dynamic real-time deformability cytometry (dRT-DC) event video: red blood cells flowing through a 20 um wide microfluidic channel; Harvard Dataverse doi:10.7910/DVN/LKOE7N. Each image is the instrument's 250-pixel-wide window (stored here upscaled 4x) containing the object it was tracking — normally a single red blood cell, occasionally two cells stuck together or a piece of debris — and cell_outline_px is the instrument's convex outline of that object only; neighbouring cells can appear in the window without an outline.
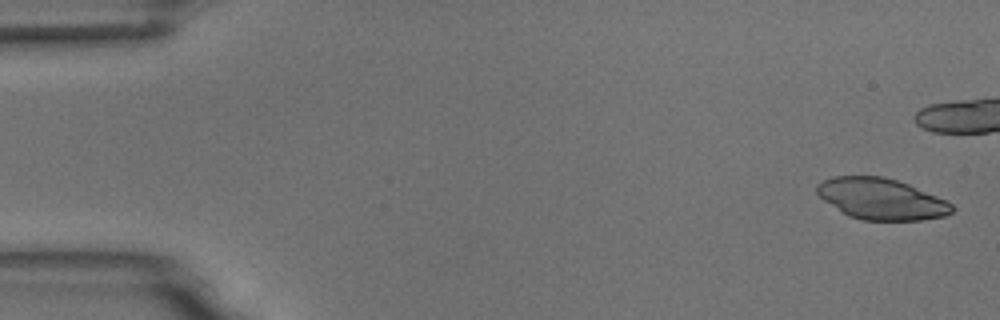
{"species": "common noctule bat (a hibernating species)", "species_latin": "Nyctalus noctula", "temperature_condition": "room temperature", "stored_images_in_passage": 4, "camera_frame_rate_fps": 3000, "um_per_image_px": 0.085, "animal": {"sex": "male", "body_mass_g": 18.8}, "frame": {"image": 1, "passage_image": 1, "time_ms": 0.0, "image_size_px": [1000, 320], "cell_outline_px": [[956, 208], [952, 212], [944, 216], [924, 220], [860, 220], [848, 216], [824, 200], [816, 192], [816, 184], [832, 176], [884, 176], [908, 184], [936, 196], [952, 204]], "centroid_in_image_um": [74.9, 16.91], "position_along_channel_um": 10.1, "area_um2": 32.31}}